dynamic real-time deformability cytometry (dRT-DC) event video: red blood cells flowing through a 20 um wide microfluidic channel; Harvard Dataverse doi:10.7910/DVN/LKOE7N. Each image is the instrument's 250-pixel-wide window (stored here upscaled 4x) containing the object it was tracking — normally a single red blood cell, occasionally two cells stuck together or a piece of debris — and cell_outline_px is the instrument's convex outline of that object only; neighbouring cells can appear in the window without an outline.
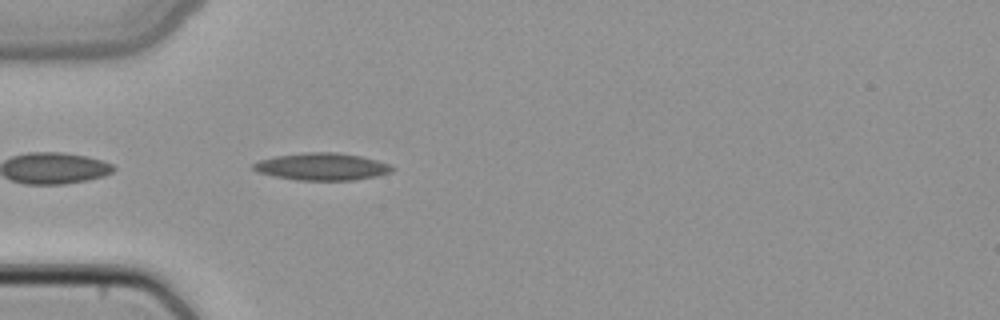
{"species": "common noctule bat (a hibernating species)", "species_latin": "Nyctalus noctula", "temperature_condition": "cold", "stored_images_in_passage": 5, "camera_frame_rate_fps": 3000, "um_per_image_px": 0.085, "animal": {"sex": "female", "body_mass_g": 22.7, "forearm_length_mm": 54.2}, "frame": {"image": 1, "passage_image": 5, "time_ms": 1.333, "image_size_px": [1000, 320], "cell_outline_px": [[396, 168], [392, 172], [376, 176], [356, 180], [296, 180], [272, 176], [256, 172], [252, 168], [252, 164], [260, 160], [276, 156], [304, 152], [336, 152], [360, 156], [392, 164]], "centroid_in_image_um": [27.38, 14.17], "position_along_channel_um": 57.6, "area_um2": 22.25}}